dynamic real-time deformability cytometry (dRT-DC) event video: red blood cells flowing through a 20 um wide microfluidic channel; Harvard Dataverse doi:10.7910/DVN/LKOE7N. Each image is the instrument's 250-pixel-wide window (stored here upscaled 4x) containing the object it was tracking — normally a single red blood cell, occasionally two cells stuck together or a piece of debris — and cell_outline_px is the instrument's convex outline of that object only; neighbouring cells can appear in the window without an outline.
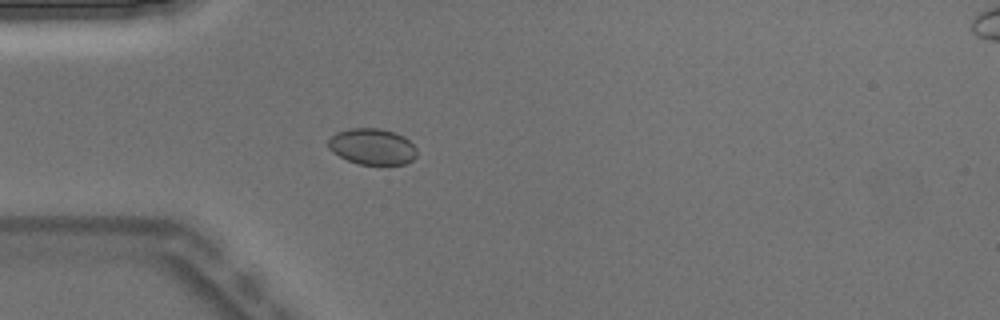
{"species": "Egyptian fruit bat (a non-hibernating species)", "species_latin": "Rousettus aegyptiacus", "temperature_condition": "warm", "stored_images_in_passage": 5, "camera_frame_rate_fps": 3000, "um_per_image_px": 0.085, "animal": {"sex": "male"}, "frame": {"image": 1, "passage_image": 4, "time_ms": 1.0, "image_size_px": [1000, 320], "cell_outline_px": [[416, 156], [412, 160], [404, 164], [388, 168], [360, 164], [348, 160], [332, 152], [328, 148], [328, 140], [336, 132], [348, 128], [380, 128], [396, 132], [404, 136], [416, 148]], "centroid_in_image_um": [31.67, 12.49], "position_along_channel_um": 53.3, "area_um2": 19.31}}